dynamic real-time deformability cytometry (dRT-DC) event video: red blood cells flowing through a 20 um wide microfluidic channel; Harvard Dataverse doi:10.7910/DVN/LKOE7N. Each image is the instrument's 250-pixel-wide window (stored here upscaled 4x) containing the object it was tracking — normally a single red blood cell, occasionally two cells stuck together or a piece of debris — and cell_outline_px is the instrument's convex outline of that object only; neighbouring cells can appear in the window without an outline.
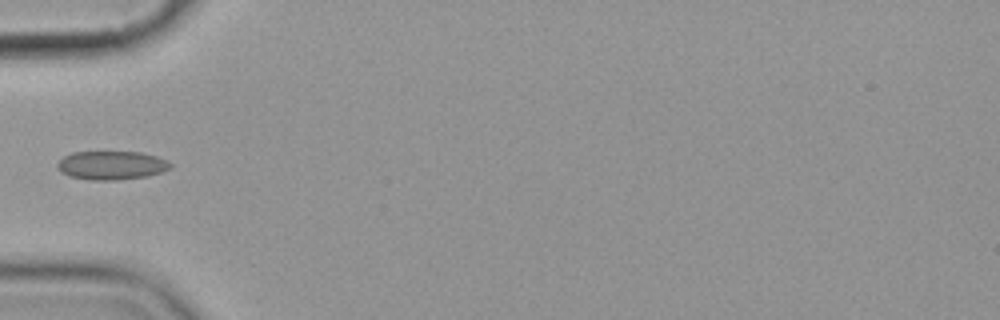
{"species": "common noctule bat (a hibernating species)", "species_latin": "Nyctalus noctula", "temperature_condition": "cold", "stored_images_in_passage": 3, "camera_frame_rate_fps": 3000, "um_per_image_px": 0.085, "animal": {"sex": "female", "body_mass_g": 19.9}, "frame": {"image": 1, "passage_image": 1, "time_ms": 0.0, "image_size_px": [1000, 320], "cell_outline_px": [[172, 164], [168, 168], [160, 172], [148, 176], [116, 180], [92, 180], [68, 176], [60, 172], [56, 164], [64, 156], [72, 152], [140, 152], [156, 156], [168, 160]], "centroid_in_image_um": [9.45, 14.05], "position_along_channel_um": 75.5, "area_um2": 18.84}}
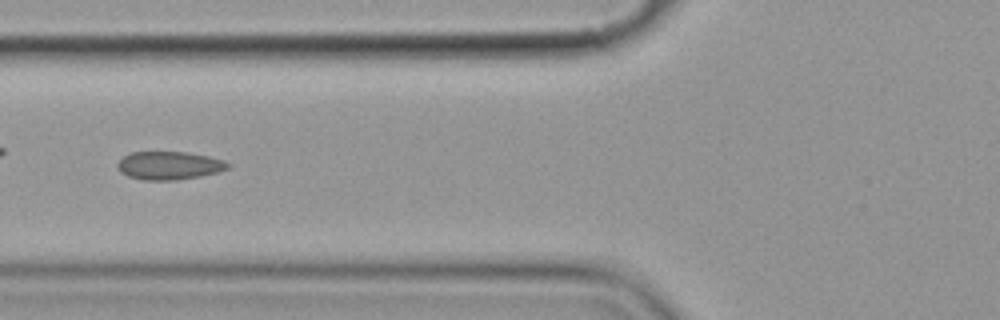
{"frame": {"image": 2, "passage_image": 2, "time_ms": 1.0, "image_size_px": [1000, 320], "cell_outline_px": [[232, 164], [228, 168], [216, 172], [200, 176], [176, 180], [144, 180], [128, 176], [120, 172], [116, 164], [124, 156], [132, 152], [188, 152], [208, 156], [224, 160]], "centroid_in_image_um": [14.38, 14.06], "position_along_channel_um": 111.4, "area_um2": 18.09}}
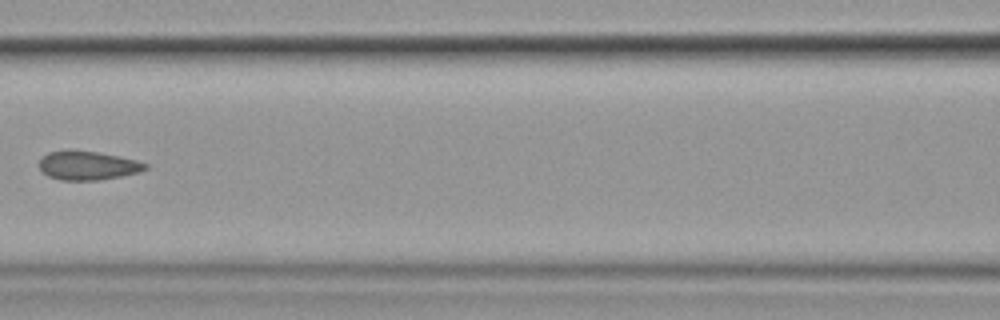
{"frame": {"image": 3, "passage_image": 3, "time_ms": 2.333, "image_size_px": [1000, 320], "cell_outline_px": [[148, 168], [140, 172], [100, 180], [60, 180], [48, 176], [40, 168], [40, 156], [48, 152], [96, 152], [120, 156], [136, 160], [148, 164]], "centroid_in_image_um": [7.49, 14.09], "position_along_channel_um": 159.1, "area_um2": 17.46}}